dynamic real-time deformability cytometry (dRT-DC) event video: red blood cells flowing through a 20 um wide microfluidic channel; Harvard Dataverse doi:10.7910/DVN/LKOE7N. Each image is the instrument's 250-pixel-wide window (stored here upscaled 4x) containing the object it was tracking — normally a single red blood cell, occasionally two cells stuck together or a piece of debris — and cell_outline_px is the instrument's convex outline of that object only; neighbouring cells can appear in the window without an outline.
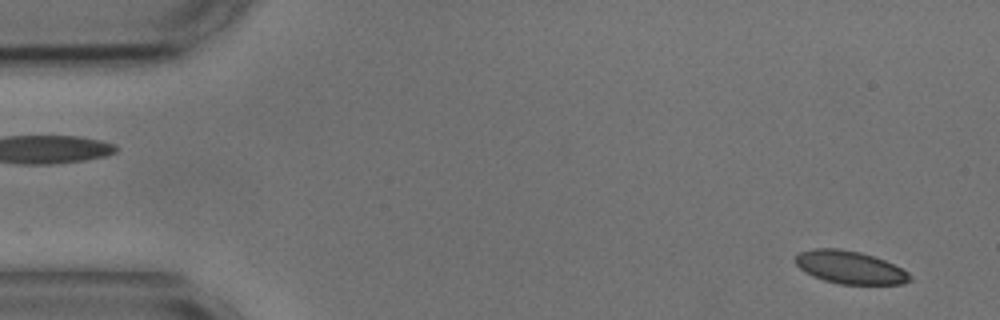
{"species": "common noctule bat (a hibernating species)", "species_latin": "Nyctalus noctula", "temperature_condition": "cold", "stored_images_in_passage": 23, "camera_frame_rate_fps": 3000, "um_per_image_px": 0.085, "animal": {"sex": "male", "body_mass_g": 17.9, "forearm_length_mm": 54.2}, "frame": {"image": 1, "passage_image": 2, "time_ms": 0.333, "image_size_px": [1000, 320], "cell_outline_px": [[916, 280], [904, 284], [840, 284], [824, 280], [812, 276], [804, 272], [796, 264], [796, 256], [800, 252], [812, 248], [840, 248], [860, 252], [884, 260], [908, 272]], "centroid_in_image_um": [72.26, 22.73], "position_along_channel_um": 12.7, "area_um2": 22.02}}
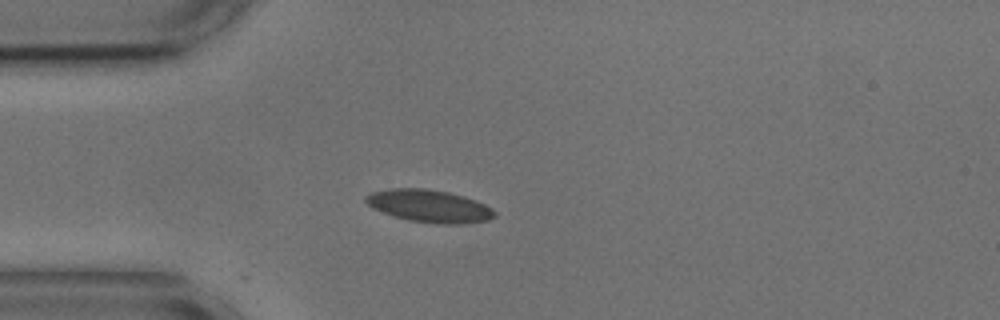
{"frame": {"image": 2, "passage_image": 13, "time_ms": 4.0, "image_size_px": [1000, 320], "cell_outline_px": [[496, 216], [488, 220], [464, 224], [440, 224], [408, 220], [372, 208], [364, 200], [364, 196], [372, 192], [392, 188], [424, 188], [448, 192], [464, 196], [476, 200], [492, 208], [496, 212]], "centroid_in_image_um": [36.51, 17.51], "position_along_channel_um": 48.5, "area_um2": 24.39}}